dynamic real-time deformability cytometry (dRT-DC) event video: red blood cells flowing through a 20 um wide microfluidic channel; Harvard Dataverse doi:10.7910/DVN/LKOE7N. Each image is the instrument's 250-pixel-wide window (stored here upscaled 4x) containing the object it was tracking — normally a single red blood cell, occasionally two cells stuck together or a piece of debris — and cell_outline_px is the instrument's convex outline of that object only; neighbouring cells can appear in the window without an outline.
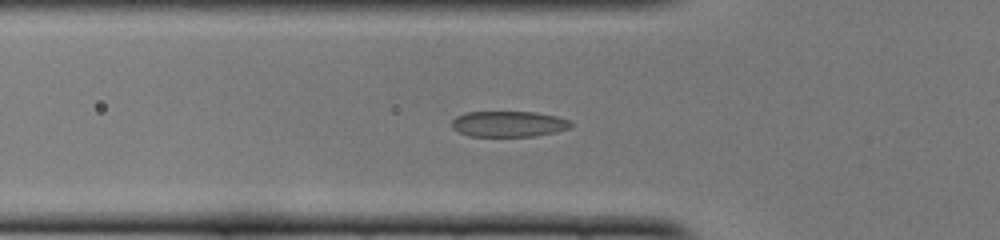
{"species": "common noctule bat (a hibernating species)", "species_latin": "Nyctalus noctula", "temperature_condition": "cold", "stored_images_in_passage": 51, "camera_frame_rate_fps": 3000, "um_per_image_px": 0.085, "animal": {"sex": "female", "body_mass_g": 22.0, "forearm_length_mm": 56.7}, "frame": {"image": 1, "passage_image": 17, "time_ms": 5.333, "image_size_px": [1000, 240], "cell_outline_px": [[572, 124], [568, 128], [536, 136], [468, 136], [456, 132], [452, 128], [452, 120], [456, 116], [468, 112], [536, 112], [556, 116], [572, 120]], "centroid_in_image_um": [43.2, 10.53], "position_along_channel_um": 82.6, "area_um2": 17.92}}
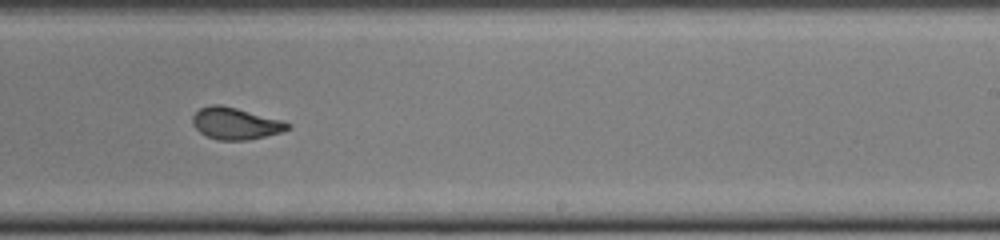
{"frame": {"image": 2, "passage_image": 31, "time_ms": 10.0, "image_size_px": [1000, 240], "cell_outline_px": [[292, 128], [280, 132], [248, 140], [216, 140], [200, 132], [192, 124], [192, 116], [200, 108], [212, 104], [220, 104], [284, 120], [292, 124]], "centroid_in_image_um": [20.04, 10.49], "position_along_channel_um": 269.0, "area_um2": 17.69}}
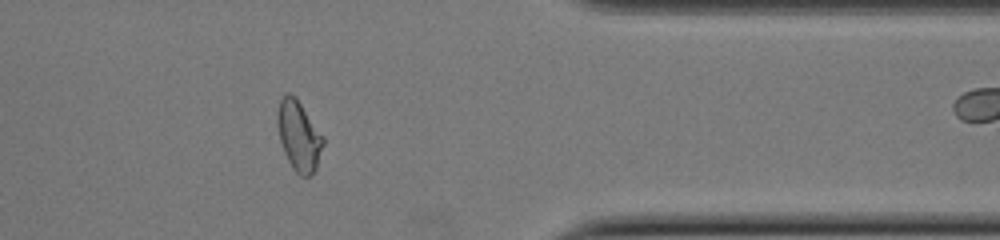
{"frame": {"image": 3, "passage_image": 41, "time_ms": 13.333, "image_size_px": [1000, 240], "cell_outline_px": [[324, 144], [316, 168], [308, 176], [300, 176], [292, 168], [284, 152], [280, 140], [276, 120], [276, 116], [280, 100], [288, 92], [296, 96], [324, 136]], "centroid_in_image_um": [25.4, 11.52], "position_along_channel_um": 386.0, "area_um2": 18.73}, "authors_computed_cell_mechanics": {"area_um2": 17.918, "velocity_mm_per_s": 3.9968, "shape_relaxation_time_tau1_ms": 4.8123, "shape_relaxation_time_tau2_ms": 0.8487, "deformation_change_tau1": 0.1924, "deformation_change_tau2": 0.0661}}